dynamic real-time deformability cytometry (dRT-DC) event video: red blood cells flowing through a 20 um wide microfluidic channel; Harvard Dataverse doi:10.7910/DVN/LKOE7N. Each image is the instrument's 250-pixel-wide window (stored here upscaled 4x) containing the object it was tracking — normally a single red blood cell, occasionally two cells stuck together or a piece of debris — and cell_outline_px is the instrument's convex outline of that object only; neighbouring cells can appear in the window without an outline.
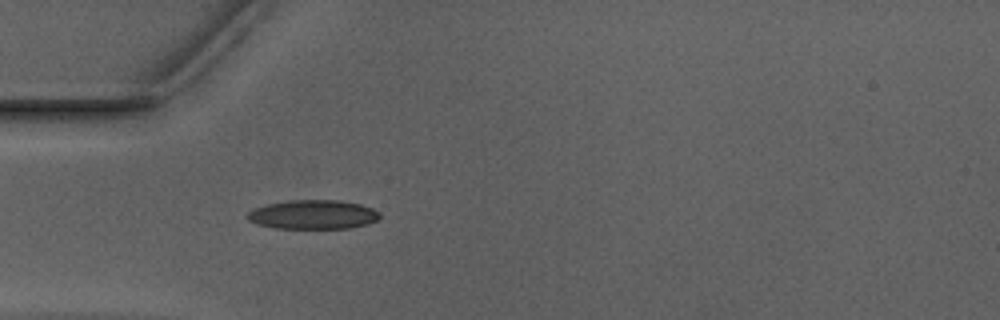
{"species": "Egyptian fruit bat (a non-hibernating species)", "species_latin": "Rousettus aegyptiacus", "temperature_condition": "warm", "stored_images_in_passage": 37, "camera_frame_rate_fps": 3000, "um_per_image_px": 0.085, "animal": {"sex": "male"}, "frame": {"image": 1, "passage_image": 1, "time_ms": 0.0, "image_size_px": [1000, 320], "cell_outline_px": [[380, 216], [376, 220], [368, 224], [348, 228], [276, 228], [256, 224], [248, 220], [244, 216], [248, 212], [256, 208], [268, 204], [288, 200], [340, 200], [360, 204], [372, 208], [380, 212]], "centroid_in_image_um": [26.6, 18.23], "position_along_channel_um": 58.4, "area_um2": 22.48}}
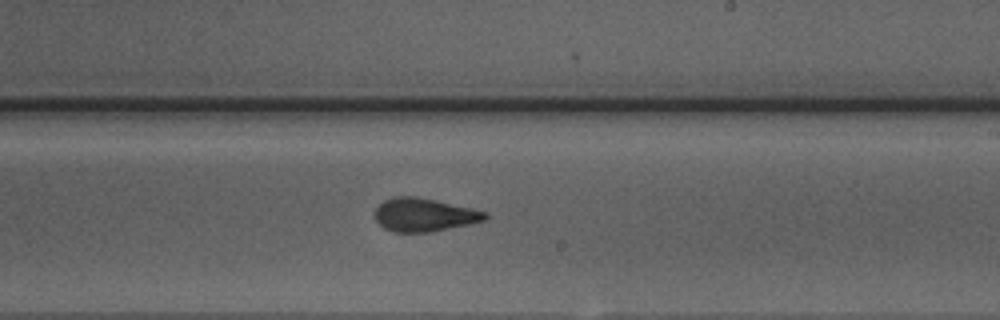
{"frame": {"image": 2, "passage_image": 16, "time_ms": 5.0, "image_size_px": [1000, 320], "cell_outline_px": [[488, 216], [484, 220], [468, 224], [432, 232], [392, 232], [384, 228], [376, 220], [376, 208], [384, 200], [392, 196], [416, 196], [488, 212]], "centroid_in_image_um": [36.03, 18.26], "position_along_channel_um": 253.0, "area_um2": 21.21}}
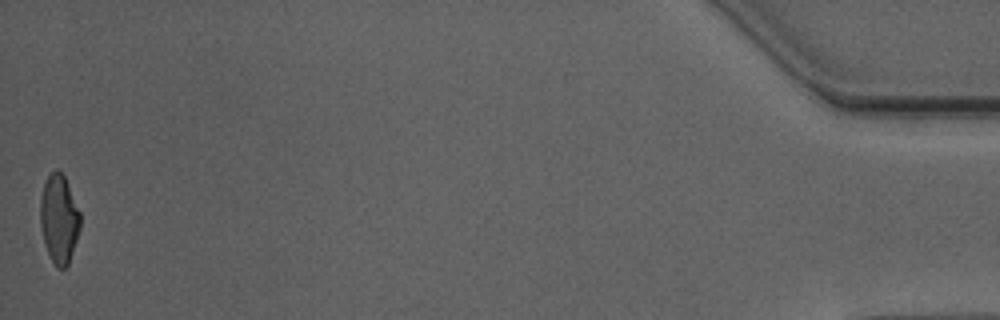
{"frame": {"image": 3, "passage_image": 37, "time_ms": 12.0, "image_size_px": [1000, 320], "cell_outline_px": [[80, 228], [68, 264], [64, 268], [60, 268], [52, 260], [44, 244], [40, 224], [40, 200], [44, 184], [48, 176], [56, 168], [64, 176], [80, 212]], "centroid_in_image_um": [5.01, 18.59], "position_along_channel_um": 430.2, "area_um2": 20.29}, "authors_computed_cell_mechanics": {"area_um2": 21.4438, "velocity_mm_per_s": 3.9599, "shape_relaxation_time_tau1_ms": 6.1501, "shape_relaxation_time_tau2_ms": 1.3692, "deformation_change_tau1": 0.2104, "deformation_change_tau2": 0.0893}}